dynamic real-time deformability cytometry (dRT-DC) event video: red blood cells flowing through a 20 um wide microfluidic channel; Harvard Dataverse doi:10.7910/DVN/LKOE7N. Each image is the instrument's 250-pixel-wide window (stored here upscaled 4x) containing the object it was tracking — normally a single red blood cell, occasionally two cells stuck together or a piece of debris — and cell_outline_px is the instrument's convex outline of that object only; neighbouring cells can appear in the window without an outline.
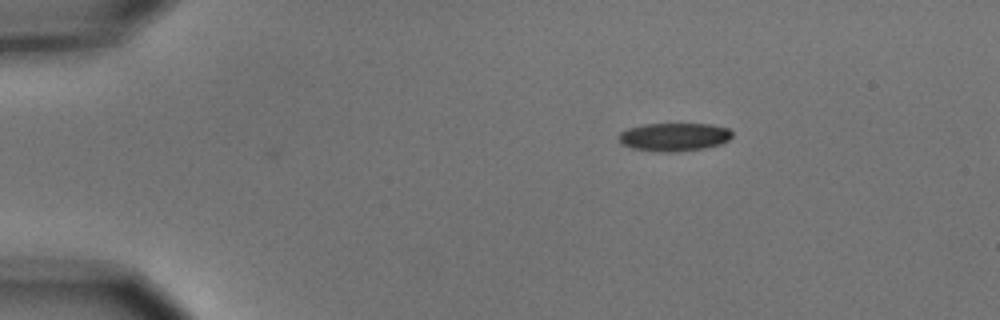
{"species": "common noctule bat (a hibernating species)", "species_latin": "Nyctalus noctula", "temperature_condition": "cold", "stored_images_in_passage": 3, "camera_frame_rate_fps": 3000, "um_per_image_px": 0.085, "animal": {"sex": "male", "body_mass_g": 15.6}, "frame": {"image": 1, "passage_image": 1, "time_ms": 0.0, "image_size_px": [1000, 320], "cell_outline_px": [[732, 136], [728, 140], [720, 144], [704, 148], [680, 152], [660, 152], [632, 148], [620, 144], [620, 132], [628, 128], [644, 124], [712, 124], [728, 128], [732, 132]], "centroid_in_image_um": [57.31, 11.64], "position_along_channel_um": 27.7, "area_um2": 18.73}}